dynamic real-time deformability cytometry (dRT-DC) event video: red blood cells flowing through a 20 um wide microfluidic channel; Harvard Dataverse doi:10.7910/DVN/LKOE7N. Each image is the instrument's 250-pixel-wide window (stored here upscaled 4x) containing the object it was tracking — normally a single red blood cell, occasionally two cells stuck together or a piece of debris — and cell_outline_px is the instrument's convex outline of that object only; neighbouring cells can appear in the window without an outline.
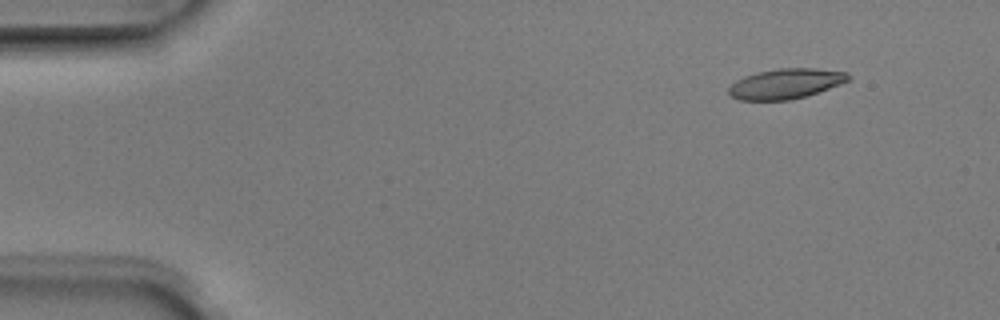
{"species": "Egyptian fruit bat (a non-hibernating species)", "species_latin": "Rousettus aegyptiacus", "temperature_condition": "room temperature", "stored_images_in_passage": 4, "camera_frame_rate_fps": 3000, "um_per_image_px": 0.085, "animal": {"sex": "male"}, "frame": {"image": 1, "passage_image": 1, "time_ms": 0.0, "image_size_px": [1000, 320], "cell_outline_px": [[852, 76], [848, 80], [840, 84], [792, 100], [740, 100], [732, 96], [728, 92], [728, 88], [736, 80], [744, 76], [760, 72], [780, 68], [816, 68], [848, 72]], "centroid_in_image_um": [66.79, 7.11], "position_along_channel_um": 18.2, "area_um2": 20.81}}